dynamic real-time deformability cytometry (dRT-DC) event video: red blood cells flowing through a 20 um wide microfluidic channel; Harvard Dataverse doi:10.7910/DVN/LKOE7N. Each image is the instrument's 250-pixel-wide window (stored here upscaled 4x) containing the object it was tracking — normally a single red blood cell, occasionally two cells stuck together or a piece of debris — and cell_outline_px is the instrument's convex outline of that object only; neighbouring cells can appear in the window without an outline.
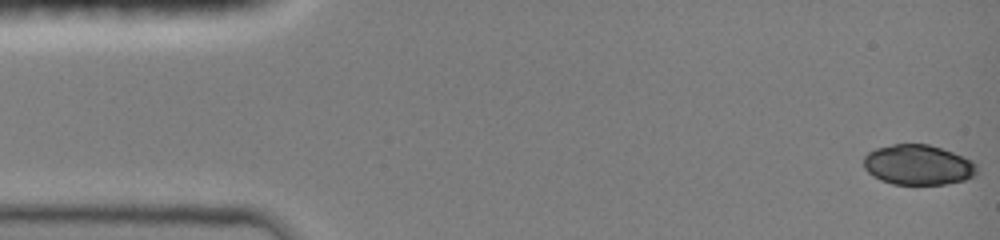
{"species": "common noctule bat (a hibernating species)", "species_latin": "Nyctalus noctula", "temperature_condition": "room temperature", "stored_images_in_passage": 47, "camera_frame_rate_fps": 3000, "um_per_image_px": 0.085, "animal": {"sex": "female", "body_mass_g": 19.0, "forearm_length_mm": 51.5}, "frame": {"image": 1, "passage_image": 1, "time_ms": 0.0, "image_size_px": [1000, 240], "cell_outline_px": [[976, 176], [964, 180], [944, 184], [892, 184], [880, 180], [872, 176], [864, 168], [864, 156], [868, 152], [876, 148], [892, 144], [928, 144], [952, 152], [972, 160], [976, 164]], "centroid_in_image_um": [78.02, 14.01], "position_along_channel_um": 7.0, "area_um2": 26.53}}
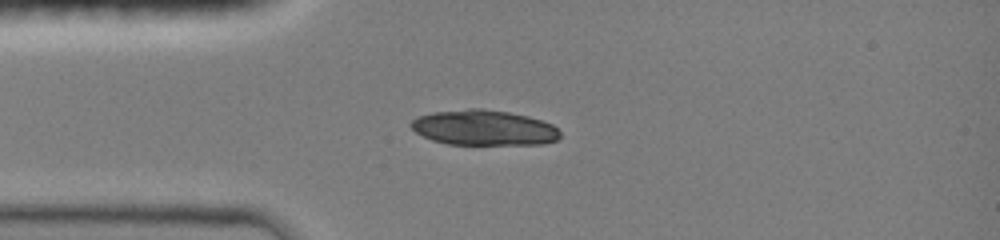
{"frame": {"image": 2, "passage_image": 12, "time_ms": 3.667, "image_size_px": [1000, 240], "cell_outline_px": [[560, 136], [556, 140], [544, 144], [448, 144], [432, 140], [416, 132], [408, 124], [416, 116], [432, 112], [468, 108], [480, 108], [508, 112], [528, 116], [552, 124], [560, 132]], "centroid_in_image_um": [41.1, 10.85], "position_along_channel_um": 43.9, "area_um2": 30.69}}
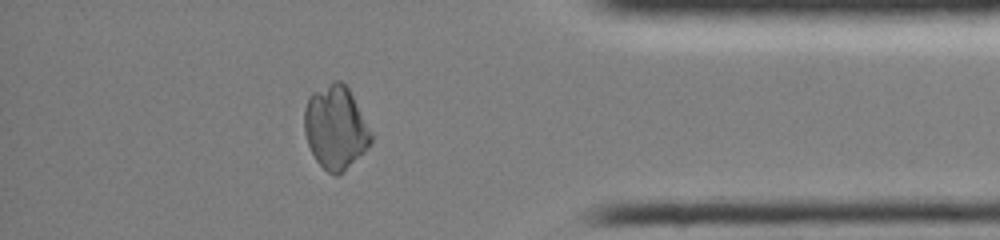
{"frame": {"image": 3, "passage_image": 41, "time_ms": 13.333, "image_size_px": [1000, 240], "cell_outline_px": [[372, 144], [344, 172], [336, 176], [328, 172], [316, 160], [308, 144], [304, 132], [304, 108], [312, 92], [336, 80], [340, 80], [348, 88], [372, 132]], "centroid_in_image_um": [28.53, 10.86], "position_along_channel_um": 406.7, "area_um2": 32.31}}